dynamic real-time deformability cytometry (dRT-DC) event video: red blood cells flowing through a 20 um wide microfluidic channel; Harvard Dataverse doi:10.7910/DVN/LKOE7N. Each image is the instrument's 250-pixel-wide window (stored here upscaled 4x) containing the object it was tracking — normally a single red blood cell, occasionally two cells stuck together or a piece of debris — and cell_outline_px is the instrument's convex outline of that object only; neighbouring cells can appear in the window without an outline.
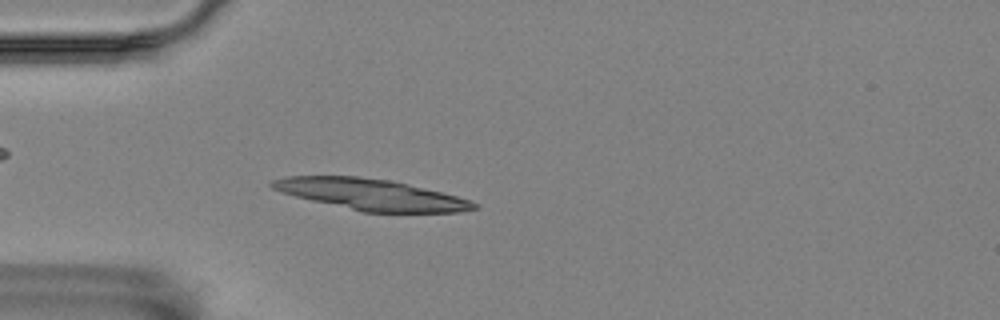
{"species": "Egyptian fruit bat (a non-hibernating species)", "species_latin": "Rousettus aegyptiacus", "temperature_condition": "room temperature", "stored_images_in_passage": 55, "camera_frame_rate_fps": 3000, "um_per_image_px": 0.085, "animal": {"sex": "female"}, "frame": {"image": 1, "passage_image": 15, "time_ms": 4.667, "image_size_px": [1000, 320], "cell_outline_px": [[476, 208], [460, 212], [360, 212], [296, 196], [272, 188], [268, 184], [272, 180], [288, 176], [356, 176], [388, 180], [408, 184], [456, 196], [468, 200], [476, 204]], "centroid_in_image_um": [31.5, 16.53], "position_along_channel_um": 53.5, "area_um2": 35.95}}